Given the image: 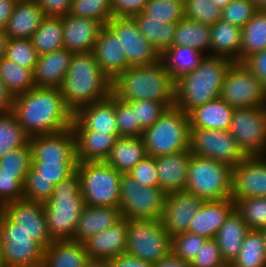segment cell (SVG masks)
<instances>
[{
    "label": "cell",
    "mask_w": 266,
    "mask_h": 267,
    "mask_svg": "<svg viewBox=\"0 0 266 267\" xmlns=\"http://www.w3.org/2000/svg\"><path fill=\"white\" fill-rule=\"evenodd\" d=\"M55 184L44 179H35V171L31 168L23 185V199L46 203L52 196Z\"/></svg>",
    "instance_id": "11a10c76"
},
{
    "label": "cell",
    "mask_w": 266,
    "mask_h": 267,
    "mask_svg": "<svg viewBox=\"0 0 266 267\" xmlns=\"http://www.w3.org/2000/svg\"><path fill=\"white\" fill-rule=\"evenodd\" d=\"M146 156V148L141 137L119 136L105 163L120 173H128Z\"/></svg>",
    "instance_id": "d6a6232c"
},
{
    "label": "cell",
    "mask_w": 266,
    "mask_h": 267,
    "mask_svg": "<svg viewBox=\"0 0 266 267\" xmlns=\"http://www.w3.org/2000/svg\"><path fill=\"white\" fill-rule=\"evenodd\" d=\"M60 90L66 106L75 113L82 106L107 98L112 93V82L93 52L74 53Z\"/></svg>",
    "instance_id": "3957f363"
},
{
    "label": "cell",
    "mask_w": 266,
    "mask_h": 267,
    "mask_svg": "<svg viewBox=\"0 0 266 267\" xmlns=\"http://www.w3.org/2000/svg\"><path fill=\"white\" fill-rule=\"evenodd\" d=\"M125 253L156 263L171 253V236L160 219H128Z\"/></svg>",
    "instance_id": "30bf717a"
},
{
    "label": "cell",
    "mask_w": 266,
    "mask_h": 267,
    "mask_svg": "<svg viewBox=\"0 0 266 267\" xmlns=\"http://www.w3.org/2000/svg\"><path fill=\"white\" fill-rule=\"evenodd\" d=\"M205 56L189 46H171L160 54V61L175 81L195 70Z\"/></svg>",
    "instance_id": "e575fe53"
},
{
    "label": "cell",
    "mask_w": 266,
    "mask_h": 267,
    "mask_svg": "<svg viewBox=\"0 0 266 267\" xmlns=\"http://www.w3.org/2000/svg\"><path fill=\"white\" fill-rule=\"evenodd\" d=\"M26 175L0 174V209L9 202L23 199Z\"/></svg>",
    "instance_id": "9f6ffc18"
},
{
    "label": "cell",
    "mask_w": 266,
    "mask_h": 267,
    "mask_svg": "<svg viewBox=\"0 0 266 267\" xmlns=\"http://www.w3.org/2000/svg\"><path fill=\"white\" fill-rule=\"evenodd\" d=\"M229 131L246 156H266V110L235 108Z\"/></svg>",
    "instance_id": "4fadbf2b"
},
{
    "label": "cell",
    "mask_w": 266,
    "mask_h": 267,
    "mask_svg": "<svg viewBox=\"0 0 266 267\" xmlns=\"http://www.w3.org/2000/svg\"><path fill=\"white\" fill-rule=\"evenodd\" d=\"M233 167L191 154L185 191L208 200L231 198Z\"/></svg>",
    "instance_id": "52a82bcc"
},
{
    "label": "cell",
    "mask_w": 266,
    "mask_h": 267,
    "mask_svg": "<svg viewBox=\"0 0 266 267\" xmlns=\"http://www.w3.org/2000/svg\"><path fill=\"white\" fill-rule=\"evenodd\" d=\"M106 25L117 35L129 67L150 65L160 60V54L139 31L133 18L112 17Z\"/></svg>",
    "instance_id": "9a60e30c"
},
{
    "label": "cell",
    "mask_w": 266,
    "mask_h": 267,
    "mask_svg": "<svg viewBox=\"0 0 266 267\" xmlns=\"http://www.w3.org/2000/svg\"><path fill=\"white\" fill-rule=\"evenodd\" d=\"M189 150L193 155L220 161L232 167L246 157L229 130L191 129Z\"/></svg>",
    "instance_id": "5bb4252c"
},
{
    "label": "cell",
    "mask_w": 266,
    "mask_h": 267,
    "mask_svg": "<svg viewBox=\"0 0 266 267\" xmlns=\"http://www.w3.org/2000/svg\"><path fill=\"white\" fill-rule=\"evenodd\" d=\"M191 267H229L215 239H208L191 261Z\"/></svg>",
    "instance_id": "6f0895ef"
},
{
    "label": "cell",
    "mask_w": 266,
    "mask_h": 267,
    "mask_svg": "<svg viewBox=\"0 0 266 267\" xmlns=\"http://www.w3.org/2000/svg\"><path fill=\"white\" fill-rule=\"evenodd\" d=\"M235 210L250 230L266 228V197L240 199L235 203Z\"/></svg>",
    "instance_id": "7bdbcfd3"
},
{
    "label": "cell",
    "mask_w": 266,
    "mask_h": 267,
    "mask_svg": "<svg viewBox=\"0 0 266 267\" xmlns=\"http://www.w3.org/2000/svg\"><path fill=\"white\" fill-rule=\"evenodd\" d=\"M69 14L106 25L112 18L111 0H73Z\"/></svg>",
    "instance_id": "ee69618b"
},
{
    "label": "cell",
    "mask_w": 266,
    "mask_h": 267,
    "mask_svg": "<svg viewBox=\"0 0 266 267\" xmlns=\"http://www.w3.org/2000/svg\"><path fill=\"white\" fill-rule=\"evenodd\" d=\"M45 14L35 0H19L4 29L10 39H31Z\"/></svg>",
    "instance_id": "4316f807"
},
{
    "label": "cell",
    "mask_w": 266,
    "mask_h": 267,
    "mask_svg": "<svg viewBox=\"0 0 266 267\" xmlns=\"http://www.w3.org/2000/svg\"><path fill=\"white\" fill-rule=\"evenodd\" d=\"M76 171L85 205L119 207L122 173L105 162H78Z\"/></svg>",
    "instance_id": "ba28073f"
},
{
    "label": "cell",
    "mask_w": 266,
    "mask_h": 267,
    "mask_svg": "<svg viewBox=\"0 0 266 267\" xmlns=\"http://www.w3.org/2000/svg\"><path fill=\"white\" fill-rule=\"evenodd\" d=\"M210 55L240 62L242 28L219 20L211 25Z\"/></svg>",
    "instance_id": "1f68e13d"
},
{
    "label": "cell",
    "mask_w": 266,
    "mask_h": 267,
    "mask_svg": "<svg viewBox=\"0 0 266 267\" xmlns=\"http://www.w3.org/2000/svg\"><path fill=\"white\" fill-rule=\"evenodd\" d=\"M266 197V156H246L232 170L231 198Z\"/></svg>",
    "instance_id": "2e32d148"
},
{
    "label": "cell",
    "mask_w": 266,
    "mask_h": 267,
    "mask_svg": "<svg viewBox=\"0 0 266 267\" xmlns=\"http://www.w3.org/2000/svg\"><path fill=\"white\" fill-rule=\"evenodd\" d=\"M0 79L13 97L35 87L33 71L5 57L0 59Z\"/></svg>",
    "instance_id": "60d3db41"
},
{
    "label": "cell",
    "mask_w": 266,
    "mask_h": 267,
    "mask_svg": "<svg viewBox=\"0 0 266 267\" xmlns=\"http://www.w3.org/2000/svg\"><path fill=\"white\" fill-rule=\"evenodd\" d=\"M211 27L183 18L176 23L172 46H189L210 55Z\"/></svg>",
    "instance_id": "d590c367"
},
{
    "label": "cell",
    "mask_w": 266,
    "mask_h": 267,
    "mask_svg": "<svg viewBox=\"0 0 266 267\" xmlns=\"http://www.w3.org/2000/svg\"><path fill=\"white\" fill-rule=\"evenodd\" d=\"M243 64L262 82L266 88V49L249 56Z\"/></svg>",
    "instance_id": "6125c7cd"
},
{
    "label": "cell",
    "mask_w": 266,
    "mask_h": 267,
    "mask_svg": "<svg viewBox=\"0 0 266 267\" xmlns=\"http://www.w3.org/2000/svg\"><path fill=\"white\" fill-rule=\"evenodd\" d=\"M208 239L193 232H182L171 237V253L184 261L190 262L196 257Z\"/></svg>",
    "instance_id": "c3c4849f"
},
{
    "label": "cell",
    "mask_w": 266,
    "mask_h": 267,
    "mask_svg": "<svg viewBox=\"0 0 266 267\" xmlns=\"http://www.w3.org/2000/svg\"><path fill=\"white\" fill-rule=\"evenodd\" d=\"M29 140L12 112L0 114V158L11 150L28 145Z\"/></svg>",
    "instance_id": "b9f144b4"
},
{
    "label": "cell",
    "mask_w": 266,
    "mask_h": 267,
    "mask_svg": "<svg viewBox=\"0 0 266 267\" xmlns=\"http://www.w3.org/2000/svg\"><path fill=\"white\" fill-rule=\"evenodd\" d=\"M266 49V9H259L242 27L240 62Z\"/></svg>",
    "instance_id": "74e56055"
},
{
    "label": "cell",
    "mask_w": 266,
    "mask_h": 267,
    "mask_svg": "<svg viewBox=\"0 0 266 267\" xmlns=\"http://www.w3.org/2000/svg\"><path fill=\"white\" fill-rule=\"evenodd\" d=\"M148 0H111L112 17H129L144 11Z\"/></svg>",
    "instance_id": "91938a15"
},
{
    "label": "cell",
    "mask_w": 266,
    "mask_h": 267,
    "mask_svg": "<svg viewBox=\"0 0 266 267\" xmlns=\"http://www.w3.org/2000/svg\"><path fill=\"white\" fill-rule=\"evenodd\" d=\"M174 88L175 81L160 60L150 65L128 67L112 82V93L125 102L174 103Z\"/></svg>",
    "instance_id": "277c9868"
},
{
    "label": "cell",
    "mask_w": 266,
    "mask_h": 267,
    "mask_svg": "<svg viewBox=\"0 0 266 267\" xmlns=\"http://www.w3.org/2000/svg\"><path fill=\"white\" fill-rule=\"evenodd\" d=\"M234 210L235 201L232 198L203 201L191 220L188 232L215 239L218 230Z\"/></svg>",
    "instance_id": "603a6c76"
},
{
    "label": "cell",
    "mask_w": 266,
    "mask_h": 267,
    "mask_svg": "<svg viewBox=\"0 0 266 267\" xmlns=\"http://www.w3.org/2000/svg\"><path fill=\"white\" fill-rule=\"evenodd\" d=\"M151 19L177 23L184 16V0H148L143 11Z\"/></svg>",
    "instance_id": "f6af8a7d"
},
{
    "label": "cell",
    "mask_w": 266,
    "mask_h": 267,
    "mask_svg": "<svg viewBox=\"0 0 266 267\" xmlns=\"http://www.w3.org/2000/svg\"><path fill=\"white\" fill-rule=\"evenodd\" d=\"M85 267H110L109 260L89 259Z\"/></svg>",
    "instance_id": "89a4df30"
},
{
    "label": "cell",
    "mask_w": 266,
    "mask_h": 267,
    "mask_svg": "<svg viewBox=\"0 0 266 267\" xmlns=\"http://www.w3.org/2000/svg\"><path fill=\"white\" fill-rule=\"evenodd\" d=\"M1 210L44 248L54 242L46 223L44 204L21 199L6 203Z\"/></svg>",
    "instance_id": "ac0fdd59"
},
{
    "label": "cell",
    "mask_w": 266,
    "mask_h": 267,
    "mask_svg": "<svg viewBox=\"0 0 266 267\" xmlns=\"http://www.w3.org/2000/svg\"><path fill=\"white\" fill-rule=\"evenodd\" d=\"M44 249L0 209V254L4 267H42Z\"/></svg>",
    "instance_id": "9c48e42d"
},
{
    "label": "cell",
    "mask_w": 266,
    "mask_h": 267,
    "mask_svg": "<svg viewBox=\"0 0 266 267\" xmlns=\"http://www.w3.org/2000/svg\"><path fill=\"white\" fill-rule=\"evenodd\" d=\"M264 108L266 110V94H265V105H264Z\"/></svg>",
    "instance_id": "11e5206c"
},
{
    "label": "cell",
    "mask_w": 266,
    "mask_h": 267,
    "mask_svg": "<svg viewBox=\"0 0 266 267\" xmlns=\"http://www.w3.org/2000/svg\"><path fill=\"white\" fill-rule=\"evenodd\" d=\"M14 97L0 79V114L11 112Z\"/></svg>",
    "instance_id": "03108f58"
},
{
    "label": "cell",
    "mask_w": 266,
    "mask_h": 267,
    "mask_svg": "<svg viewBox=\"0 0 266 267\" xmlns=\"http://www.w3.org/2000/svg\"><path fill=\"white\" fill-rule=\"evenodd\" d=\"M190 119L175 105L166 109L157 122L143 131L141 138L148 156L189 150Z\"/></svg>",
    "instance_id": "8992f818"
},
{
    "label": "cell",
    "mask_w": 266,
    "mask_h": 267,
    "mask_svg": "<svg viewBox=\"0 0 266 267\" xmlns=\"http://www.w3.org/2000/svg\"><path fill=\"white\" fill-rule=\"evenodd\" d=\"M45 16L63 17L70 12L73 0H35Z\"/></svg>",
    "instance_id": "94428289"
},
{
    "label": "cell",
    "mask_w": 266,
    "mask_h": 267,
    "mask_svg": "<svg viewBox=\"0 0 266 267\" xmlns=\"http://www.w3.org/2000/svg\"><path fill=\"white\" fill-rule=\"evenodd\" d=\"M11 112L29 137L68 129L74 115L59 88L36 86L14 97Z\"/></svg>",
    "instance_id": "6da1fadb"
},
{
    "label": "cell",
    "mask_w": 266,
    "mask_h": 267,
    "mask_svg": "<svg viewBox=\"0 0 266 267\" xmlns=\"http://www.w3.org/2000/svg\"><path fill=\"white\" fill-rule=\"evenodd\" d=\"M32 162L78 163L71 128L30 137Z\"/></svg>",
    "instance_id": "e0dca14e"
},
{
    "label": "cell",
    "mask_w": 266,
    "mask_h": 267,
    "mask_svg": "<svg viewBox=\"0 0 266 267\" xmlns=\"http://www.w3.org/2000/svg\"><path fill=\"white\" fill-rule=\"evenodd\" d=\"M212 1L214 2L215 6H218L222 9L232 0H212Z\"/></svg>",
    "instance_id": "8c879c8a"
},
{
    "label": "cell",
    "mask_w": 266,
    "mask_h": 267,
    "mask_svg": "<svg viewBox=\"0 0 266 267\" xmlns=\"http://www.w3.org/2000/svg\"><path fill=\"white\" fill-rule=\"evenodd\" d=\"M259 9L251 0H232L221 11V20L243 27Z\"/></svg>",
    "instance_id": "db71d44e"
},
{
    "label": "cell",
    "mask_w": 266,
    "mask_h": 267,
    "mask_svg": "<svg viewBox=\"0 0 266 267\" xmlns=\"http://www.w3.org/2000/svg\"><path fill=\"white\" fill-rule=\"evenodd\" d=\"M109 264L110 267H153L152 263L127 253H122L115 258L109 259Z\"/></svg>",
    "instance_id": "be15d7a7"
},
{
    "label": "cell",
    "mask_w": 266,
    "mask_h": 267,
    "mask_svg": "<svg viewBox=\"0 0 266 267\" xmlns=\"http://www.w3.org/2000/svg\"><path fill=\"white\" fill-rule=\"evenodd\" d=\"M78 162H105L119 135L90 130H72Z\"/></svg>",
    "instance_id": "f1b7e54d"
},
{
    "label": "cell",
    "mask_w": 266,
    "mask_h": 267,
    "mask_svg": "<svg viewBox=\"0 0 266 267\" xmlns=\"http://www.w3.org/2000/svg\"><path fill=\"white\" fill-rule=\"evenodd\" d=\"M38 57L31 39H9L5 58L34 71Z\"/></svg>",
    "instance_id": "681fc988"
},
{
    "label": "cell",
    "mask_w": 266,
    "mask_h": 267,
    "mask_svg": "<svg viewBox=\"0 0 266 267\" xmlns=\"http://www.w3.org/2000/svg\"><path fill=\"white\" fill-rule=\"evenodd\" d=\"M128 219L89 238L83 244L89 259L109 260L125 253L127 247Z\"/></svg>",
    "instance_id": "cb8c5ba5"
},
{
    "label": "cell",
    "mask_w": 266,
    "mask_h": 267,
    "mask_svg": "<svg viewBox=\"0 0 266 267\" xmlns=\"http://www.w3.org/2000/svg\"><path fill=\"white\" fill-rule=\"evenodd\" d=\"M84 207L85 202L76 171L55 185L52 196L44 203L46 223L54 241L73 240Z\"/></svg>",
    "instance_id": "5b68a950"
},
{
    "label": "cell",
    "mask_w": 266,
    "mask_h": 267,
    "mask_svg": "<svg viewBox=\"0 0 266 267\" xmlns=\"http://www.w3.org/2000/svg\"><path fill=\"white\" fill-rule=\"evenodd\" d=\"M258 9H266V0H251Z\"/></svg>",
    "instance_id": "2644e50d"
},
{
    "label": "cell",
    "mask_w": 266,
    "mask_h": 267,
    "mask_svg": "<svg viewBox=\"0 0 266 267\" xmlns=\"http://www.w3.org/2000/svg\"><path fill=\"white\" fill-rule=\"evenodd\" d=\"M72 130H90L119 135L115 115V95L80 107L73 115Z\"/></svg>",
    "instance_id": "ffe728a7"
},
{
    "label": "cell",
    "mask_w": 266,
    "mask_h": 267,
    "mask_svg": "<svg viewBox=\"0 0 266 267\" xmlns=\"http://www.w3.org/2000/svg\"><path fill=\"white\" fill-rule=\"evenodd\" d=\"M135 112L136 121L145 130L153 126L167 108L174 103H161L152 100H137L128 102Z\"/></svg>",
    "instance_id": "816d5d0a"
},
{
    "label": "cell",
    "mask_w": 266,
    "mask_h": 267,
    "mask_svg": "<svg viewBox=\"0 0 266 267\" xmlns=\"http://www.w3.org/2000/svg\"><path fill=\"white\" fill-rule=\"evenodd\" d=\"M153 267H191V263L175 257L172 253L153 263Z\"/></svg>",
    "instance_id": "003e7915"
},
{
    "label": "cell",
    "mask_w": 266,
    "mask_h": 267,
    "mask_svg": "<svg viewBox=\"0 0 266 267\" xmlns=\"http://www.w3.org/2000/svg\"><path fill=\"white\" fill-rule=\"evenodd\" d=\"M242 216L234 210L217 232L215 240L220 248L223 260L228 266L236 259L242 242L249 232Z\"/></svg>",
    "instance_id": "4dcf8cb0"
},
{
    "label": "cell",
    "mask_w": 266,
    "mask_h": 267,
    "mask_svg": "<svg viewBox=\"0 0 266 267\" xmlns=\"http://www.w3.org/2000/svg\"><path fill=\"white\" fill-rule=\"evenodd\" d=\"M31 40L39 56L64 48L62 17L45 16Z\"/></svg>",
    "instance_id": "f35d334b"
},
{
    "label": "cell",
    "mask_w": 266,
    "mask_h": 267,
    "mask_svg": "<svg viewBox=\"0 0 266 267\" xmlns=\"http://www.w3.org/2000/svg\"><path fill=\"white\" fill-rule=\"evenodd\" d=\"M190 156V150H185L155 157L159 187L165 193L185 190Z\"/></svg>",
    "instance_id": "484cf974"
},
{
    "label": "cell",
    "mask_w": 266,
    "mask_h": 267,
    "mask_svg": "<svg viewBox=\"0 0 266 267\" xmlns=\"http://www.w3.org/2000/svg\"><path fill=\"white\" fill-rule=\"evenodd\" d=\"M77 163L32 162L35 179L52 181L57 185L76 172Z\"/></svg>",
    "instance_id": "f5cc1de1"
},
{
    "label": "cell",
    "mask_w": 266,
    "mask_h": 267,
    "mask_svg": "<svg viewBox=\"0 0 266 267\" xmlns=\"http://www.w3.org/2000/svg\"><path fill=\"white\" fill-rule=\"evenodd\" d=\"M18 0H0V29H5Z\"/></svg>",
    "instance_id": "e7e4bbea"
},
{
    "label": "cell",
    "mask_w": 266,
    "mask_h": 267,
    "mask_svg": "<svg viewBox=\"0 0 266 267\" xmlns=\"http://www.w3.org/2000/svg\"><path fill=\"white\" fill-rule=\"evenodd\" d=\"M9 39V36L5 33V31L0 29V59L5 57Z\"/></svg>",
    "instance_id": "a7ac6f4b"
},
{
    "label": "cell",
    "mask_w": 266,
    "mask_h": 267,
    "mask_svg": "<svg viewBox=\"0 0 266 267\" xmlns=\"http://www.w3.org/2000/svg\"><path fill=\"white\" fill-rule=\"evenodd\" d=\"M166 193L160 187L145 186L128 173L120 180L119 208L125 219H161Z\"/></svg>",
    "instance_id": "8fae6325"
},
{
    "label": "cell",
    "mask_w": 266,
    "mask_h": 267,
    "mask_svg": "<svg viewBox=\"0 0 266 267\" xmlns=\"http://www.w3.org/2000/svg\"><path fill=\"white\" fill-rule=\"evenodd\" d=\"M92 52L100 69L111 82L129 67L126 52L122 50L117 35L107 25L100 29Z\"/></svg>",
    "instance_id": "44dd1931"
},
{
    "label": "cell",
    "mask_w": 266,
    "mask_h": 267,
    "mask_svg": "<svg viewBox=\"0 0 266 267\" xmlns=\"http://www.w3.org/2000/svg\"><path fill=\"white\" fill-rule=\"evenodd\" d=\"M139 183L148 187H159L155 157L146 156L137 163L129 172Z\"/></svg>",
    "instance_id": "680465c9"
},
{
    "label": "cell",
    "mask_w": 266,
    "mask_h": 267,
    "mask_svg": "<svg viewBox=\"0 0 266 267\" xmlns=\"http://www.w3.org/2000/svg\"><path fill=\"white\" fill-rule=\"evenodd\" d=\"M32 166L30 144L11 150L0 158V174L27 175Z\"/></svg>",
    "instance_id": "7dc6e473"
},
{
    "label": "cell",
    "mask_w": 266,
    "mask_h": 267,
    "mask_svg": "<svg viewBox=\"0 0 266 267\" xmlns=\"http://www.w3.org/2000/svg\"><path fill=\"white\" fill-rule=\"evenodd\" d=\"M260 231H261V233H262V235H263L264 243H265V245H266V228H264V229H262V230H260Z\"/></svg>",
    "instance_id": "753ad0ef"
},
{
    "label": "cell",
    "mask_w": 266,
    "mask_h": 267,
    "mask_svg": "<svg viewBox=\"0 0 266 267\" xmlns=\"http://www.w3.org/2000/svg\"><path fill=\"white\" fill-rule=\"evenodd\" d=\"M222 9L212 0H184V16L201 24L214 25L221 20Z\"/></svg>",
    "instance_id": "bcb514c9"
},
{
    "label": "cell",
    "mask_w": 266,
    "mask_h": 267,
    "mask_svg": "<svg viewBox=\"0 0 266 267\" xmlns=\"http://www.w3.org/2000/svg\"><path fill=\"white\" fill-rule=\"evenodd\" d=\"M115 115L119 136L141 137L144 129L136 121L135 112L128 102L115 96Z\"/></svg>",
    "instance_id": "f907efd6"
},
{
    "label": "cell",
    "mask_w": 266,
    "mask_h": 267,
    "mask_svg": "<svg viewBox=\"0 0 266 267\" xmlns=\"http://www.w3.org/2000/svg\"><path fill=\"white\" fill-rule=\"evenodd\" d=\"M203 201L185 190L166 193L165 207L160 220L171 237L188 231L191 220Z\"/></svg>",
    "instance_id": "d6986e66"
},
{
    "label": "cell",
    "mask_w": 266,
    "mask_h": 267,
    "mask_svg": "<svg viewBox=\"0 0 266 267\" xmlns=\"http://www.w3.org/2000/svg\"><path fill=\"white\" fill-rule=\"evenodd\" d=\"M232 63L225 57L206 55L195 70L175 80L174 105L189 114L219 98L226 72Z\"/></svg>",
    "instance_id": "7a4b0ae2"
},
{
    "label": "cell",
    "mask_w": 266,
    "mask_h": 267,
    "mask_svg": "<svg viewBox=\"0 0 266 267\" xmlns=\"http://www.w3.org/2000/svg\"><path fill=\"white\" fill-rule=\"evenodd\" d=\"M103 24L88 18L67 14L62 17V37L65 49L73 53L92 52Z\"/></svg>",
    "instance_id": "7402d4cb"
},
{
    "label": "cell",
    "mask_w": 266,
    "mask_h": 267,
    "mask_svg": "<svg viewBox=\"0 0 266 267\" xmlns=\"http://www.w3.org/2000/svg\"><path fill=\"white\" fill-rule=\"evenodd\" d=\"M0 267H4L2 259H1V254H0Z\"/></svg>",
    "instance_id": "34e18365"
},
{
    "label": "cell",
    "mask_w": 266,
    "mask_h": 267,
    "mask_svg": "<svg viewBox=\"0 0 266 267\" xmlns=\"http://www.w3.org/2000/svg\"><path fill=\"white\" fill-rule=\"evenodd\" d=\"M235 108L220 97L192 110L188 116L190 129L229 130Z\"/></svg>",
    "instance_id": "f546056e"
},
{
    "label": "cell",
    "mask_w": 266,
    "mask_h": 267,
    "mask_svg": "<svg viewBox=\"0 0 266 267\" xmlns=\"http://www.w3.org/2000/svg\"><path fill=\"white\" fill-rule=\"evenodd\" d=\"M133 19L136 21L139 31L159 54L173 45L176 23L151 19L144 12L135 15Z\"/></svg>",
    "instance_id": "8d00e7d4"
},
{
    "label": "cell",
    "mask_w": 266,
    "mask_h": 267,
    "mask_svg": "<svg viewBox=\"0 0 266 267\" xmlns=\"http://www.w3.org/2000/svg\"><path fill=\"white\" fill-rule=\"evenodd\" d=\"M266 88L241 62L227 70L220 98L234 108L264 107Z\"/></svg>",
    "instance_id": "7c38bea8"
},
{
    "label": "cell",
    "mask_w": 266,
    "mask_h": 267,
    "mask_svg": "<svg viewBox=\"0 0 266 267\" xmlns=\"http://www.w3.org/2000/svg\"><path fill=\"white\" fill-rule=\"evenodd\" d=\"M73 54V52L61 48L39 56L33 71L35 86L60 89L70 67Z\"/></svg>",
    "instance_id": "d4e9b609"
},
{
    "label": "cell",
    "mask_w": 266,
    "mask_h": 267,
    "mask_svg": "<svg viewBox=\"0 0 266 267\" xmlns=\"http://www.w3.org/2000/svg\"><path fill=\"white\" fill-rule=\"evenodd\" d=\"M229 267H266V245L261 231L249 230Z\"/></svg>",
    "instance_id": "ab89813d"
},
{
    "label": "cell",
    "mask_w": 266,
    "mask_h": 267,
    "mask_svg": "<svg viewBox=\"0 0 266 267\" xmlns=\"http://www.w3.org/2000/svg\"><path fill=\"white\" fill-rule=\"evenodd\" d=\"M88 260L84 244L72 240L54 241L44 249L42 267H85Z\"/></svg>",
    "instance_id": "836d02e7"
},
{
    "label": "cell",
    "mask_w": 266,
    "mask_h": 267,
    "mask_svg": "<svg viewBox=\"0 0 266 267\" xmlns=\"http://www.w3.org/2000/svg\"><path fill=\"white\" fill-rule=\"evenodd\" d=\"M122 219L119 207H93L85 205L79 217L72 241L84 243Z\"/></svg>",
    "instance_id": "83f0119b"
}]
</instances>
